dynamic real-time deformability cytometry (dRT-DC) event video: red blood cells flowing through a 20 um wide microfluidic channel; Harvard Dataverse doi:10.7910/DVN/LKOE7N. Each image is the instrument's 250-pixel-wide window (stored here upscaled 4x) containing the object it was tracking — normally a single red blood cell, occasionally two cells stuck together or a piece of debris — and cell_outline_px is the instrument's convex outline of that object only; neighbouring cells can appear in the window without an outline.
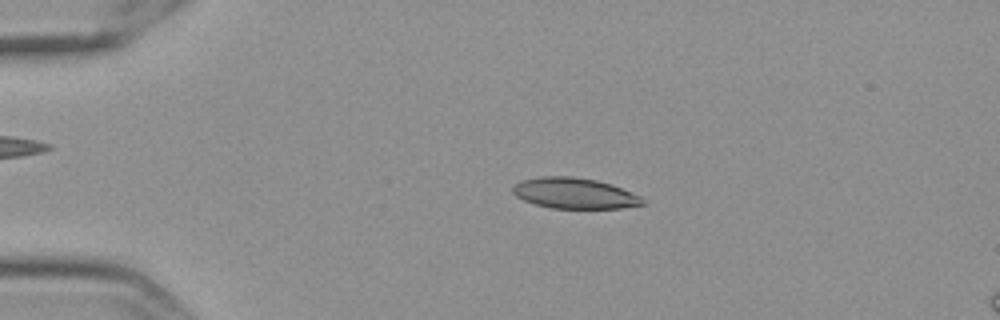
{"species": "Egyptian fruit bat (a non-hibernating species)", "species_latin": "Rousettus aegyptiacus", "temperature_condition": "cold", "stored_images_in_passage": 57, "camera_frame_rate_fps": 3000, "um_per_image_px": 0.085, "frame": {"image": 1, "passage_image": 12, "time_ms": 3.667, "image_size_px": [1000, 320], "cell_outline_px": [[644, 204], [624, 208], [552, 208], [536, 204], [524, 200], [516, 196], [512, 192], [512, 188], [516, 184], [524, 180], [540, 176], [572, 176], [596, 180], [612, 184], [640, 196], [644, 200]], "centroid_in_image_um": [48.84, 16.42], "position_along_channel_um": 36.2, "area_um2": 23.12}}
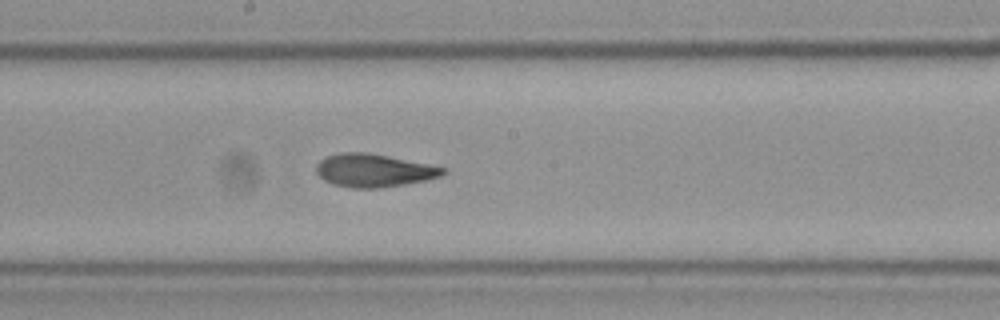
{"frame": {"image": 2, "passage_image": 31, "time_ms": 10.0, "image_size_px": [1000, 320], "cell_outline_px": [[448, 172], [440, 176], [424, 180], [404, 184], [376, 188], [356, 188], [332, 184], [324, 180], [316, 172], [316, 164], [324, 156], [340, 152], [364, 152], [388, 156], [448, 168]], "centroid_in_image_um": [31.75, 14.47], "position_along_channel_um": 216.4, "area_um2": 24.33}}
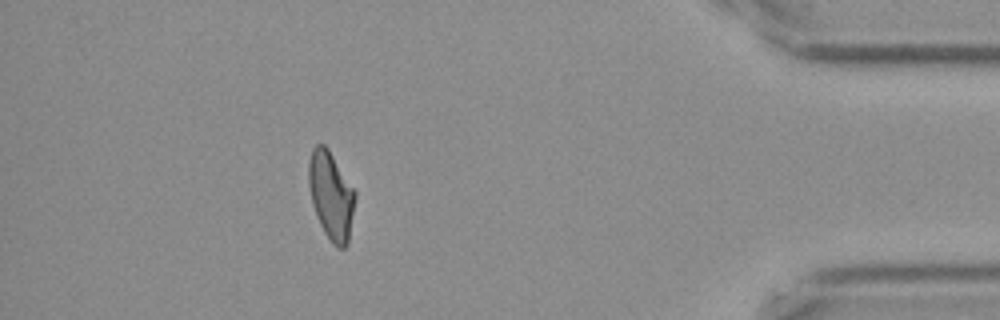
{"frame": {"image": 3, "passage_image": 51, "time_ms": 16.667, "image_size_px": [1000, 320], "cell_outline_px": [[356, 196], [348, 244], [344, 248], [336, 248], [332, 244], [324, 232], [316, 216], [312, 204], [308, 184], [308, 160], [312, 148], [316, 144], [324, 144], [328, 148], [356, 192]], "centroid_in_image_um": [28.13, 16.62], "position_along_channel_um": 407.1, "area_um2": 24.04}, "authors_computed_cell_mechanics": {"area_um2": 24.1026, "velocity_mm_per_s": 3.5433, "shape_relaxation_time_tau1_ms": 9.9283, "shape_relaxation_time_tau2_ms": 2.0575, "deformation_change_tau1": 0.1969, "deformation_change_tau2": 0.0829}}